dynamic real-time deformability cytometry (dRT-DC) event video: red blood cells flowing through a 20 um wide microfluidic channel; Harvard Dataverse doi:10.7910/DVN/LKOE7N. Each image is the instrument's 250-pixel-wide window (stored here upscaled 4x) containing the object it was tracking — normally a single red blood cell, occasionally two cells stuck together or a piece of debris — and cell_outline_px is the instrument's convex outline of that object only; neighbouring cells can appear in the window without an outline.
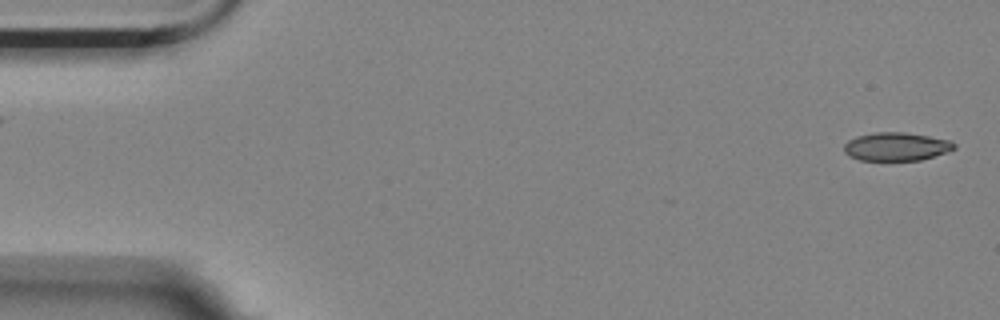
{"species": "Egyptian fruit bat (a non-hibernating species)", "species_latin": "Rousettus aegyptiacus", "temperature_condition": "room temperature", "stored_images_in_passage": 5, "camera_frame_rate_fps": 3000, "um_per_image_px": 0.085, "animal": {"sex": "female"}, "frame": {"image": 1, "passage_image": 1, "time_ms": 0.0, "image_size_px": [1000, 320], "cell_outline_px": [[956, 148], [948, 152], [920, 160], [860, 160], [848, 156], [844, 152], [844, 144], [848, 140], [856, 136], [876, 132], [904, 132], [952, 140], [956, 144]], "centroid_in_image_um": [76.19, 12.46], "position_along_channel_um": 8.8, "area_um2": 18.32}}
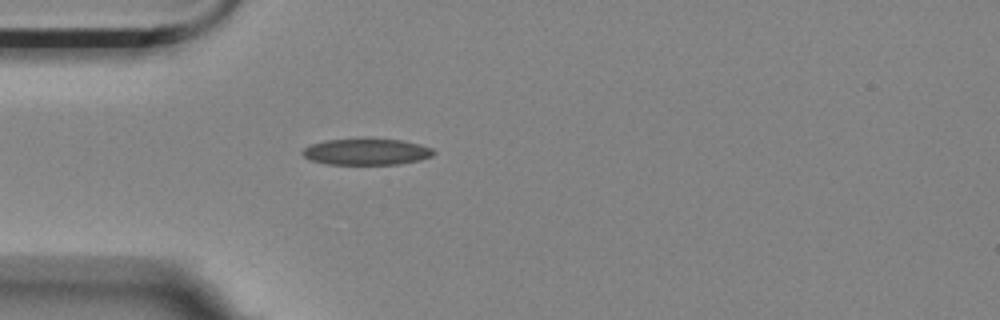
{"frame": {"image": 2, "passage_image": 5, "time_ms": 1.333, "image_size_px": [1000, 320], "cell_outline_px": [[436, 152], [432, 156], [420, 160], [400, 164], [324, 164], [312, 160], [304, 156], [300, 152], [304, 148], [312, 144], [324, 140], [400, 140], [420, 144], [432, 148]], "centroid_in_image_um": [31.16, 12.92], "position_along_channel_um": 53.8, "area_um2": 19.77}}